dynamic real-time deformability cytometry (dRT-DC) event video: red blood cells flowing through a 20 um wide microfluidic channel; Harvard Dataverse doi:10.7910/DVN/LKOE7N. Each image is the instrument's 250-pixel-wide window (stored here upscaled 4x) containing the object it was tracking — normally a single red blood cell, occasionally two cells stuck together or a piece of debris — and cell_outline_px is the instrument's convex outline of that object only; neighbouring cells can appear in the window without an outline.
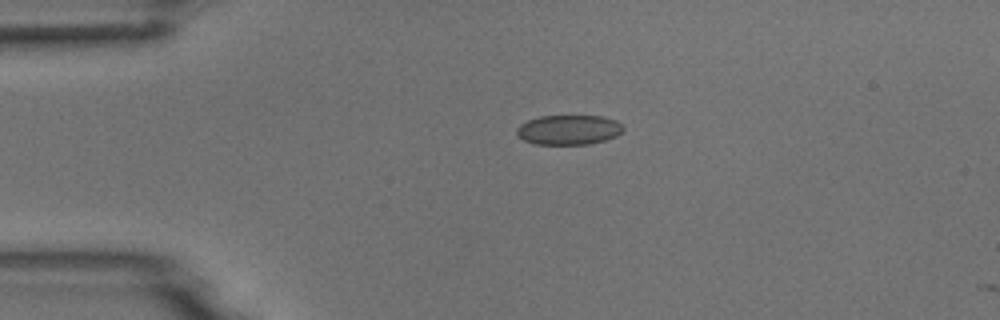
{"species": "common noctule bat (a hibernating species)", "species_latin": "Nyctalus noctula", "temperature_condition": "room temperature", "stored_images_in_passage": 2, "camera_frame_rate_fps": 3000, "um_per_image_px": 0.085, "animal": {"sex": "male", "body_mass_g": 18.8}, "frame": {"image": 1, "passage_image": 1, "time_ms": 0.0, "image_size_px": [1000, 320], "cell_outline_px": [[624, 128], [616, 136], [604, 140], [588, 144], [536, 144], [524, 140], [516, 136], [516, 128], [520, 124], [528, 120], [540, 116], [604, 116], [616, 120]], "centroid_in_image_um": [48.31, 11.03], "position_along_channel_um": 36.7, "area_um2": 18.44}}